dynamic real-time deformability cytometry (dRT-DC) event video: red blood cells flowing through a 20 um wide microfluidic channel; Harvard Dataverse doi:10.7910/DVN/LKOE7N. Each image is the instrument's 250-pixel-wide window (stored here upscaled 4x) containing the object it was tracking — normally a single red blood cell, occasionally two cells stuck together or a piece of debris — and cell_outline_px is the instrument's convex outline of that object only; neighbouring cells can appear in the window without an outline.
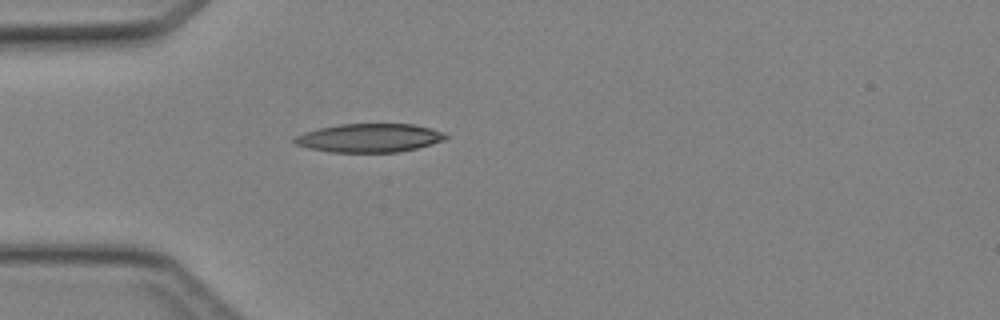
{"species": "Egyptian fruit bat (a non-hibernating species)", "species_latin": "Rousettus aegyptiacus", "temperature_condition": "cold", "stored_images_in_passage": 29, "camera_frame_rate_fps": 3000, "um_per_image_px": 0.085, "animal": {"sex": "female"}, "frame": {"image": 1, "passage_image": 1, "time_ms": 0.0, "image_size_px": [1000, 320], "cell_outline_px": [[448, 136], [444, 140], [432, 144], [400, 152], [332, 152], [308, 148], [296, 144], [292, 140], [292, 136], [304, 132], [320, 128], [340, 124], [412, 124], [432, 128], [444, 132]], "centroid_in_image_um": [31.39, 11.72], "position_along_channel_um": 53.6, "area_um2": 25.26}}
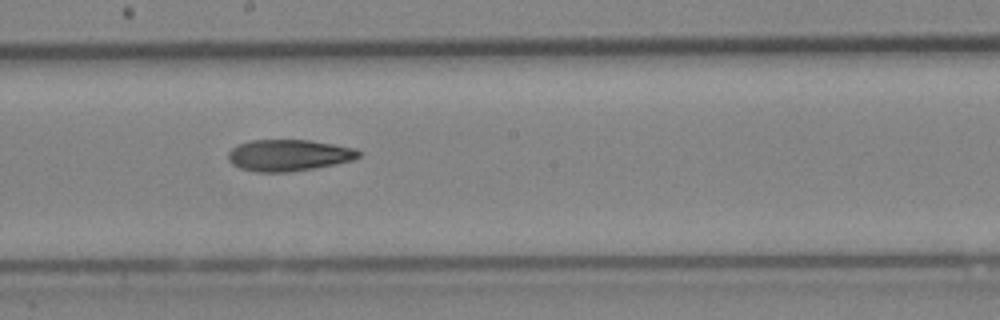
{"frame": {"image": 2, "passage_image": 13, "time_ms": 4.0, "image_size_px": [1000, 320], "cell_outline_px": [[360, 156], [352, 160], [336, 164], [288, 172], [256, 172], [240, 168], [232, 164], [228, 160], [228, 152], [232, 148], [240, 144], [252, 140], [308, 140], [356, 148], [360, 152]], "centroid_in_image_um": [24.53, 13.2], "position_along_channel_um": 223.7, "area_um2": 23.81}}
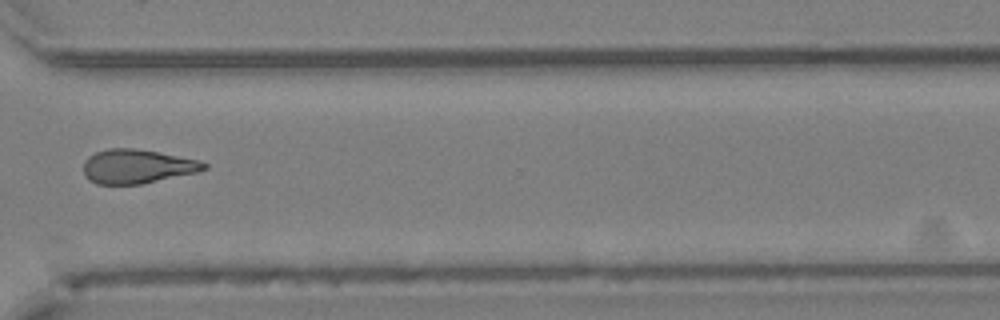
{"frame": {"image": 3, "passage_image": 22, "time_ms": 7.0, "image_size_px": [1000, 320], "cell_outline_px": [[208, 168], [196, 172], [140, 184], [96, 184], [88, 180], [84, 176], [84, 160], [88, 156], [96, 152], [108, 148], [132, 148], [156, 152], [200, 160], [208, 164]], "centroid_in_image_um": [11.62, 14.14], "position_along_channel_um": 359.0, "area_um2": 23.81}}